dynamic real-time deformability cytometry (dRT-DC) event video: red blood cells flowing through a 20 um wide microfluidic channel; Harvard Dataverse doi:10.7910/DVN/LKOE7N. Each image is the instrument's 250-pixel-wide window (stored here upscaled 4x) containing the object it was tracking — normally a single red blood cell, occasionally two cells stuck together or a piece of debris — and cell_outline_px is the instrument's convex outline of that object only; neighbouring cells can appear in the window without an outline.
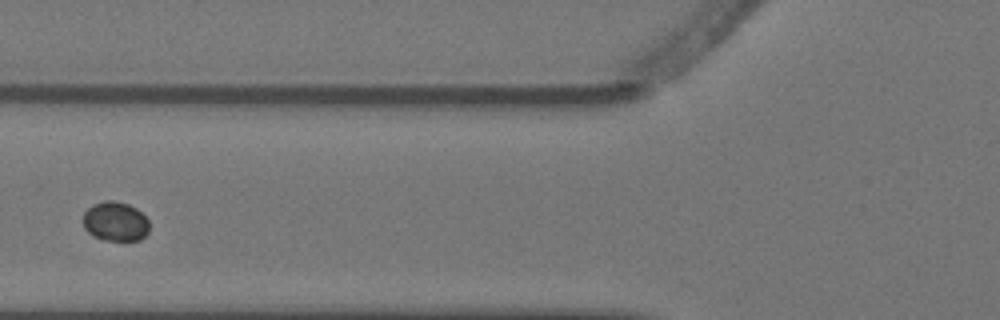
{"species": "Egyptian fruit bat (a non-hibernating species)", "species_latin": "Rousettus aegyptiacus", "temperature_condition": "warm", "stored_images_in_passage": 4, "camera_frame_rate_fps": 3000, "um_per_image_px": 0.085, "animal": {"sex": "female"}, "frame": {"image": 1, "passage_image": 4, "time_ms": 1.0, "image_size_px": [1000, 320], "cell_outline_px": [[148, 232], [140, 240], [104, 240], [92, 236], [84, 228], [84, 212], [92, 204], [104, 200], [112, 200], [128, 204], [136, 208], [148, 220]], "centroid_in_image_um": [9.79, 18.82], "position_along_channel_um": 116.0, "area_um2": 15.2}}